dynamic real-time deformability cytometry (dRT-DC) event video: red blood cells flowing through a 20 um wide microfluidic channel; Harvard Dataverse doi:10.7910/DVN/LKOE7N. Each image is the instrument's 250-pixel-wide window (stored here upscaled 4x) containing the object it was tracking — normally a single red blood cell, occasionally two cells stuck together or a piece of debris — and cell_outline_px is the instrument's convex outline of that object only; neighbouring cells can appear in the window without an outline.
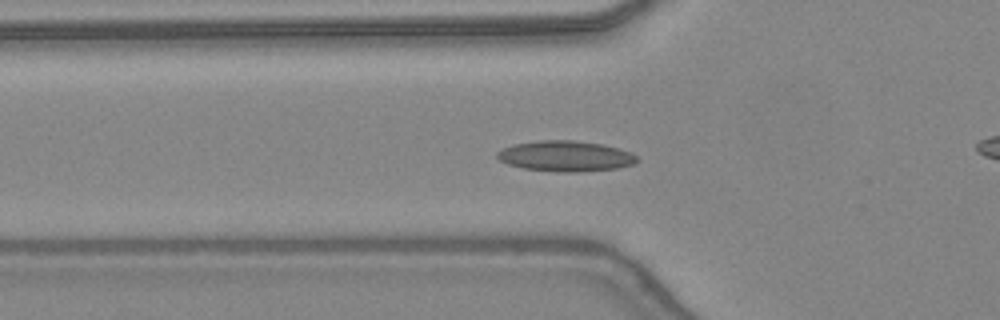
{"species": "common noctule bat (a hibernating species)", "species_latin": "Nyctalus noctula", "temperature_condition": "warm", "stored_images_in_passage": 49, "camera_frame_rate_fps": 3000, "um_per_image_px": 0.085, "animal": {"sex": "female", "body_mass_g": 24.6, "forearm_length_mm": 56.2}, "frame": {"image": 1, "passage_image": 18, "time_ms": 5.667, "image_size_px": [1000, 320], "cell_outline_px": [[640, 160], [632, 164], [616, 168], [576, 172], [560, 172], [524, 168], [508, 164], [500, 160], [496, 156], [496, 152], [512, 144], [540, 140], [572, 140], [600, 144], [632, 152]], "centroid_in_image_um": [48.05, 13.26], "position_along_channel_um": 77.7, "area_um2": 24.74}}
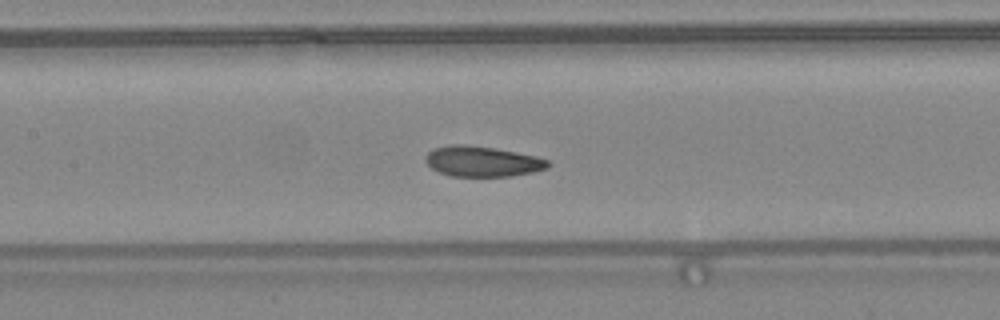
{"frame": {"image": 2, "passage_image": 24, "time_ms": 7.667, "image_size_px": [1000, 320], "cell_outline_px": [[548, 168], [532, 172], [512, 176], [452, 176], [440, 172], [432, 168], [424, 160], [424, 156], [432, 148], [452, 144], [464, 144], [492, 148], [516, 152], [536, 156], [548, 160]], "centroid_in_image_um": [40.96, 13.71], "position_along_channel_um": 166.4, "area_um2": 21.62}}
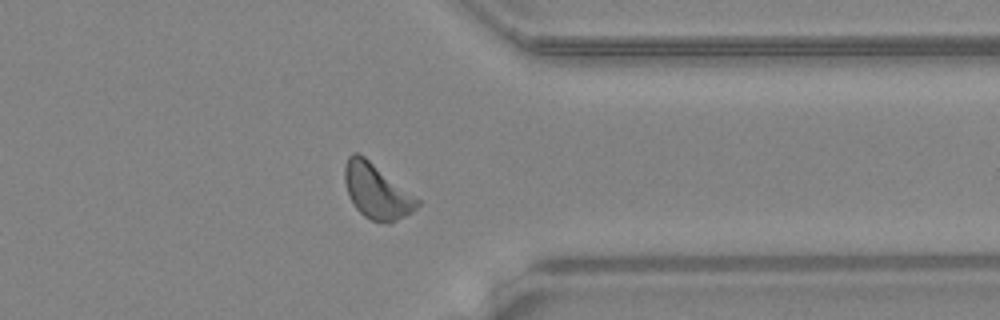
{"frame": {"image": 3, "passage_image": 39, "time_ms": 12.667, "image_size_px": [1000, 320], "cell_outline_px": [[420, 204], [416, 208], [404, 216], [388, 224], [384, 224], [372, 220], [364, 216], [356, 208], [348, 196], [344, 180], [344, 164], [348, 156], [352, 152], [356, 152], [364, 156], [420, 200]], "centroid_in_image_um": [31.98, 16.25], "position_along_channel_um": 379.4, "area_um2": 23.06}, "authors_computed_cell_mechanics": {"area_um2": 21.8484, "velocity_mm_per_s": 4.3721, "shape_relaxation_time_tau1_ms": 4.7502, "shape_relaxation_time_tau2_ms": 2.572, "deformation_change_tau1": 0.115, "deformation_change_tau2": 0.0933}}